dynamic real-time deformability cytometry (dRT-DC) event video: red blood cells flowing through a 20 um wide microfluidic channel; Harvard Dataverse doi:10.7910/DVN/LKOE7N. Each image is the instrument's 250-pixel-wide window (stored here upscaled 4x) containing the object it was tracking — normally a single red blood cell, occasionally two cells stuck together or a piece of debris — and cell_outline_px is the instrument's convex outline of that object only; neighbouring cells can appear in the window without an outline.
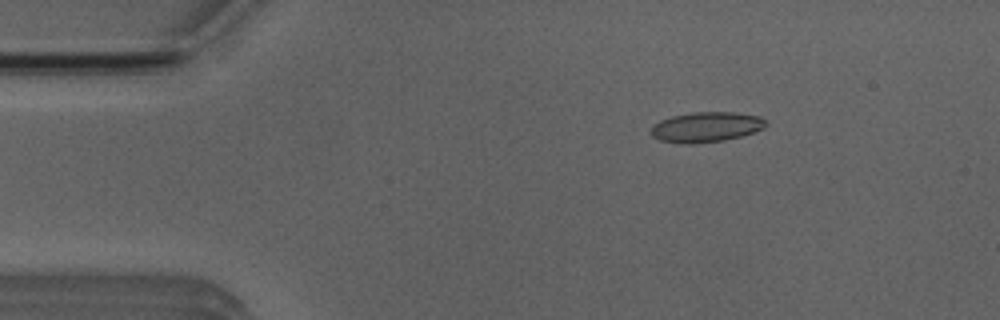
{"species": "Egyptian fruit bat (a non-hibernating species)", "species_latin": "Rousettus aegyptiacus", "temperature_condition": "room temperature", "stored_images_in_passage": 5, "camera_frame_rate_fps": 3000, "um_per_image_px": 0.085, "animal": {"sex": "male"}, "frame": {"image": 1, "passage_image": 3, "time_ms": 2.333, "image_size_px": [1000, 320], "cell_outline_px": [[768, 124], [764, 128], [740, 136], [724, 140], [692, 144], [688, 144], [660, 140], [652, 136], [652, 124], [660, 120], [672, 116], [692, 112], [732, 112], [760, 116]], "centroid_in_image_um": [60.01, 10.79], "position_along_channel_um": 25.0, "area_um2": 20.06}}
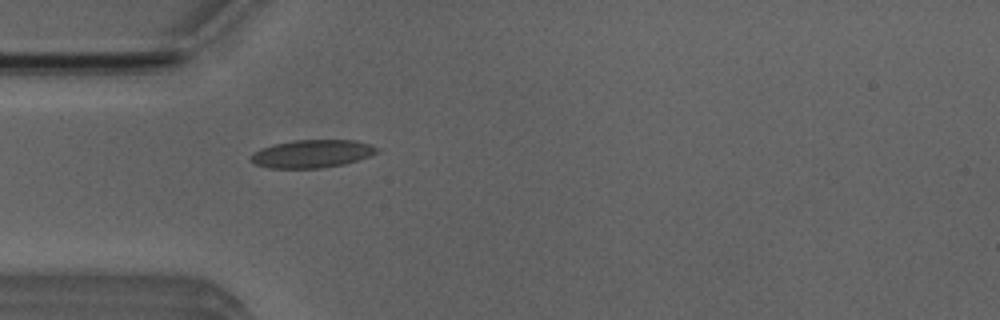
{"frame": {"image": 2, "passage_image": 5, "time_ms": 4.667, "image_size_px": [1000, 320], "cell_outline_px": [[376, 152], [372, 156], [344, 164], [320, 168], [268, 168], [252, 164], [248, 156], [252, 152], [272, 144], [296, 140], [356, 140], [368, 144], [376, 148]], "centroid_in_image_um": [26.44, 13.07], "position_along_channel_um": 58.6, "area_um2": 20.63}}